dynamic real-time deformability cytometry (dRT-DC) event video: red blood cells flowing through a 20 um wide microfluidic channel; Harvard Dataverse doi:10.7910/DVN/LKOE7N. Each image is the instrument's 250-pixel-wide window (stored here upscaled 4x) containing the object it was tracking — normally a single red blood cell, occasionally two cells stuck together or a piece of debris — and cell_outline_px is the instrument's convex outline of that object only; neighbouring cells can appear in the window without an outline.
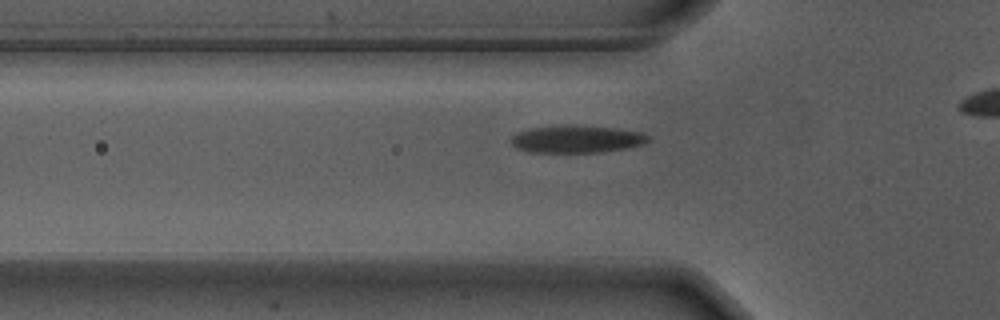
{"species": "Egyptian fruit bat (a non-hibernating species)", "species_latin": "Rousettus aegyptiacus", "temperature_condition": "warm", "stored_images_in_passage": 31, "camera_frame_rate_fps": 3000, "um_per_image_px": 0.085, "animal": {"sex": "male"}, "frame": {"image": 1, "passage_image": 4, "time_ms": 1.0, "image_size_px": [1000, 320], "cell_outline_px": [[648, 140], [644, 144], [624, 148], [600, 152], [528, 152], [516, 148], [512, 144], [512, 136], [516, 132], [532, 128], [568, 124], [612, 128], [640, 132], [648, 136]], "centroid_in_image_um": [48.96, 11.82], "position_along_channel_um": 76.8, "area_um2": 21.73}}
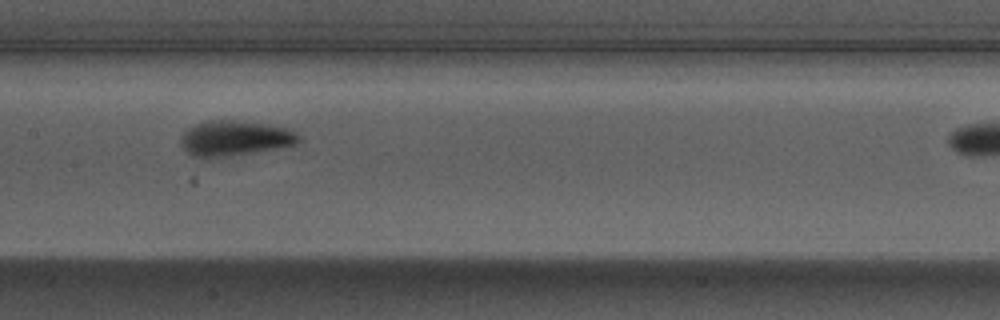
{"frame": {"image": 2, "passage_image": 13, "time_ms": 4.0, "image_size_px": [1000, 320], "cell_outline_px": [[300, 140], [296, 144], [248, 152], [212, 156], [192, 156], [180, 144], [180, 136], [188, 128], [196, 124], [208, 120], [232, 120], [268, 124], [292, 128], [300, 136]], "centroid_in_image_um": [19.97, 11.69], "position_along_channel_um": 187.4, "area_um2": 23.52}}
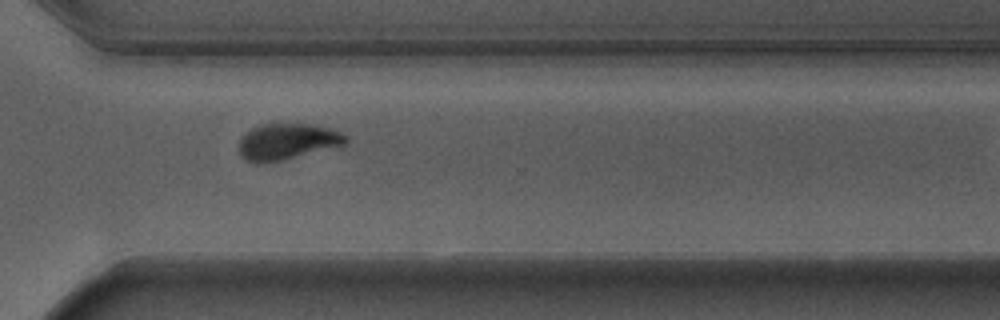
{"frame": {"image": 3, "passage_image": 26, "time_ms": 8.333, "image_size_px": [1000, 320], "cell_outline_px": [[348, 144], [280, 160], [256, 164], [240, 156], [240, 140], [252, 128], [260, 124], [316, 124], [332, 128], [348, 136]], "centroid_in_image_um": [24.47, 12.02], "position_along_channel_um": 346.1, "area_um2": 22.37}}